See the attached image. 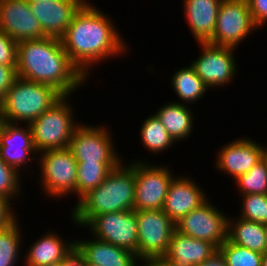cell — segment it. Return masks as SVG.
Returning a JSON list of instances; mask_svg holds the SVG:
<instances>
[{
  "instance_id": "1",
  "label": "cell",
  "mask_w": 267,
  "mask_h": 266,
  "mask_svg": "<svg viewBox=\"0 0 267 266\" xmlns=\"http://www.w3.org/2000/svg\"><path fill=\"white\" fill-rule=\"evenodd\" d=\"M95 5L84 2L61 38L70 61L86 78L95 65L125 55L129 47L112 17Z\"/></svg>"
},
{
  "instance_id": "2",
  "label": "cell",
  "mask_w": 267,
  "mask_h": 266,
  "mask_svg": "<svg viewBox=\"0 0 267 266\" xmlns=\"http://www.w3.org/2000/svg\"><path fill=\"white\" fill-rule=\"evenodd\" d=\"M19 78L50 85L62 95H71L87 79L70 61L61 39L43 37L17 43Z\"/></svg>"
},
{
  "instance_id": "3",
  "label": "cell",
  "mask_w": 267,
  "mask_h": 266,
  "mask_svg": "<svg viewBox=\"0 0 267 266\" xmlns=\"http://www.w3.org/2000/svg\"><path fill=\"white\" fill-rule=\"evenodd\" d=\"M122 161L95 189L85 194L71 209V221L76 228L105 213L134 210L135 161Z\"/></svg>"
},
{
  "instance_id": "4",
  "label": "cell",
  "mask_w": 267,
  "mask_h": 266,
  "mask_svg": "<svg viewBox=\"0 0 267 266\" xmlns=\"http://www.w3.org/2000/svg\"><path fill=\"white\" fill-rule=\"evenodd\" d=\"M63 95L54 87L17 78L0 100L2 121L30 124Z\"/></svg>"
},
{
  "instance_id": "5",
  "label": "cell",
  "mask_w": 267,
  "mask_h": 266,
  "mask_svg": "<svg viewBox=\"0 0 267 266\" xmlns=\"http://www.w3.org/2000/svg\"><path fill=\"white\" fill-rule=\"evenodd\" d=\"M71 95H63L29 126L37 153L69 147L75 129L81 124L73 116Z\"/></svg>"
},
{
  "instance_id": "6",
  "label": "cell",
  "mask_w": 267,
  "mask_h": 266,
  "mask_svg": "<svg viewBox=\"0 0 267 266\" xmlns=\"http://www.w3.org/2000/svg\"><path fill=\"white\" fill-rule=\"evenodd\" d=\"M41 191L51 198L76 195L77 161L69 148L38 153Z\"/></svg>"
},
{
  "instance_id": "7",
  "label": "cell",
  "mask_w": 267,
  "mask_h": 266,
  "mask_svg": "<svg viewBox=\"0 0 267 266\" xmlns=\"http://www.w3.org/2000/svg\"><path fill=\"white\" fill-rule=\"evenodd\" d=\"M258 29L252 19L247 0H223L214 34L207 43L237 49L244 39Z\"/></svg>"
},
{
  "instance_id": "8",
  "label": "cell",
  "mask_w": 267,
  "mask_h": 266,
  "mask_svg": "<svg viewBox=\"0 0 267 266\" xmlns=\"http://www.w3.org/2000/svg\"><path fill=\"white\" fill-rule=\"evenodd\" d=\"M110 130V131H109ZM111 129L105 125H89L82 122L74 131L69 149L76 161L91 163H121L113 142Z\"/></svg>"
},
{
  "instance_id": "9",
  "label": "cell",
  "mask_w": 267,
  "mask_h": 266,
  "mask_svg": "<svg viewBox=\"0 0 267 266\" xmlns=\"http://www.w3.org/2000/svg\"><path fill=\"white\" fill-rule=\"evenodd\" d=\"M135 161L134 210H161L170 182L175 177L169 166L151 164L145 160Z\"/></svg>"
},
{
  "instance_id": "10",
  "label": "cell",
  "mask_w": 267,
  "mask_h": 266,
  "mask_svg": "<svg viewBox=\"0 0 267 266\" xmlns=\"http://www.w3.org/2000/svg\"><path fill=\"white\" fill-rule=\"evenodd\" d=\"M138 227V259L164 257L167 253L175 222L161 210L136 211Z\"/></svg>"
},
{
  "instance_id": "11",
  "label": "cell",
  "mask_w": 267,
  "mask_h": 266,
  "mask_svg": "<svg viewBox=\"0 0 267 266\" xmlns=\"http://www.w3.org/2000/svg\"><path fill=\"white\" fill-rule=\"evenodd\" d=\"M92 237L129 250L138 257L136 210H125L94 216L85 226Z\"/></svg>"
},
{
  "instance_id": "12",
  "label": "cell",
  "mask_w": 267,
  "mask_h": 266,
  "mask_svg": "<svg viewBox=\"0 0 267 266\" xmlns=\"http://www.w3.org/2000/svg\"><path fill=\"white\" fill-rule=\"evenodd\" d=\"M200 56L190 65L209 89L224 87L238 74L235 48L198 43ZM217 87V88H215Z\"/></svg>"
},
{
  "instance_id": "13",
  "label": "cell",
  "mask_w": 267,
  "mask_h": 266,
  "mask_svg": "<svg viewBox=\"0 0 267 266\" xmlns=\"http://www.w3.org/2000/svg\"><path fill=\"white\" fill-rule=\"evenodd\" d=\"M209 198L176 222L181 234L210 242L219 248L227 239L228 216Z\"/></svg>"
},
{
  "instance_id": "14",
  "label": "cell",
  "mask_w": 267,
  "mask_h": 266,
  "mask_svg": "<svg viewBox=\"0 0 267 266\" xmlns=\"http://www.w3.org/2000/svg\"><path fill=\"white\" fill-rule=\"evenodd\" d=\"M21 125L5 121L0 125V158L20 174L24 168L27 171L26 166H31L28 163L37 160L38 155L29 124Z\"/></svg>"
},
{
  "instance_id": "15",
  "label": "cell",
  "mask_w": 267,
  "mask_h": 266,
  "mask_svg": "<svg viewBox=\"0 0 267 266\" xmlns=\"http://www.w3.org/2000/svg\"><path fill=\"white\" fill-rule=\"evenodd\" d=\"M217 153L216 169L229 175L233 181L263 159L261 143L254 138L251 140V137L236 138L224 144Z\"/></svg>"
},
{
  "instance_id": "16",
  "label": "cell",
  "mask_w": 267,
  "mask_h": 266,
  "mask_svg": "<svg viewBox=\"0 0 267 266\" xmlns=\"http://www.w3.org/2000/svg\"><path fill=\"white\" fill-rule=\"evenodd\" d=\"M0 30L17 43L45 37L27 0H0Z\"/></svg>"
},
{
  "instance_id": "17",
  "label": "cell",
  "mask_w": 267,
  "mask_h": 266,
  "mask_svg": "<svg viewBox=\"0 0 267 266\" xmlns=\"http://www.w3.org/2000/svg\"><path fill=\"white\" fill-rule=\"evenodd\" d=\"M84 0H47L29 2L32 14L39 21L44 36L61 39L75 12Z\"/></svg>"
},
{
  "instance_id": "18",
  "label": "cell",
  "mask_w": 267,
  "mask_h": 266,
  "mask_svg": "<svg viewBox=\"0 0 267 266\" xmlns=\"http://www.w3.org/2000/svg\"><path fill=\"white\" fill-rule=\"evenodd\" d=\"M192 176H176L170 182L163 211L176 223L202 205L209 195Z\"/></svg>"
},
{
  "instance_id": "19",
  "label": "cell",
  "mask_w": 267,
  "mask_h": 266,
  "mask_svg": "<svg viewBox=\"0 0 267 266\" xmlns=\"http://www.w3.org/2000/svg\"><path fill=\"white\" fill-rule=\"evenodd\" d=\"M223 0H183V13L197 43H207L213 36Z\"/></svg>"
},
{
  "instance_id": "20",
  "label": "cell",
  "mask_w": 267,
  "mask_h": 266,
  "mask_svg": "<svg viewBox=\"0 0 267 266\" xmlns=\"http://www.w3.org/2000/svg\"><path fill=\"white\" fill-rule=\"evenodd\" d=\"M218 248L205 240L173 232L164 258L171 266H196L211 257Z\"/></svg>"
},
{
  "instance_id": "21",
  "label": "cell",
  "mask_w": 267,
  "mask_h": 266,
  "mask_svg": "<svg viewBox=\"0 0 267 266\" xmlns=\"http://www.w3.org/2000/svg\"><path fill=\"white\" fill-rule=\"evenodd\" d=\"M75 242L83 250L86 260L99 266H137L139 261L135 253L95 237L76 239Z\"/></svg>"
},
{
  "instance_id": "22",
  "label": "cell",
  "mask_w": 267,
  "mask_h": 266,
  "mask_svg": "<svg viewBox=\"0 0 267 266\" xmlns=\"http://www.w3.org/2000/svg\"><path fill=\"white\" fill-rule=\"evenodd\" d=\"M31 243L27 248L23 262L25 266H48L59 263L64 253L70 248L75 240L63 239L60 234L46 231V234Z\"/></svg>"
},
{
  "instance_id": "23",
  "label": "cell",
  "mask_w": 267,
  "mask_h": 266,
  "mask_svg": "<svg viewBox=\"0 0 267 266\" xmlns=\"http://www.w3.org/2000/svg\"><path fill=\"white\" fill-rule=\"evenodd\" d=\"M178 100L160 106L155 112L162 125L174 142H180L191 136L194 131V113L191 106Z\"/></svg>"
},
{
  "instance_id": "24",
  "label": "cell",
  "mask_w": 267,
  "mask_h": 266,
  "mask_svg": "<svg viewBox=\"0 0 267 266\" xmlns=\"http://www.w3.org/2000/svg\"><path fill=\"white\" fill-rule=\"evenodd\" d=\"M267 225L242 219L228 217L227 239L251 251L265 253Z\"/></svg>"
},
{
  "instance_id": "25",
  "label": "cell",
  "mask_w": 267,
  "mask_h": 266,
  "mask_svg": "<svg viewBox=\"0 0 267 266\" xmlns=\"http://www.w3.org/2000/svg\"><path fill=\"white\" fill-rule=\"evenodd\" d=\"M173 73L170 83L174 93L179 100H182L180 103L195 104L194 102L201 100L208 93L206 91H209V88L199 78L190 64L189 66H182L181 69L178 68Z\"/></svg>"
},
{
  "instance_id": "26",
  "label": "cell",
  "mask_w": 267,
  "mask_h": 266,
  "mask_svg": "<svg viewBox=\"0 0 267 266\" xmlns=\"http://www.w3.org/2000/svg\"><path fill=\"white\" fill-rule=\"evenodd\" d=\"M120 163H91L77 161V202L89 191L97 188Z\"/></svg>"
},
{
  "instance_id": "27",
  "label": "cell",
  "mask_w": 267,
  "mask_h": 266,
  "mask_svg": "<svg viewBox=\"0 0 267 266\" xmlns=\"http://www.w3.org/2000/svg\"><path fill=\"white\" fill-rule=\"evenodd\" d=\"M140 128V142L148 152L158 155L175 144L155 113L147 116Z\"/></svg>"
},
{
  "instance_id": "28",
  "label": "cell",
  "mask_w": 267,
  "mask_h": 266,
  "mask_svg": "<svg viewBox=\"0 0 267 266\" xmlns=\"http://www.w3.org/2000/svg\"><path fill=\"white\" fill-rule=\"evenodd\" d=\"M18 220L0 230V266H15L21 257L23 233Z\"/></svg>"
},
{
  "instance_id": "29",
  "label": "cell",
  "mask_w": 267,
  "mask_h": 266,
  "mask_svg": "<svg viewBox=\"0 0 267 266\" xmlns=\"http://www.w3.org/2000/svg\"><path fill=\"white\" fill-rule=\"evenodd\" d=\"M239 192L238 196L246 194H267V164L262 159L247 173L233 181Z\"/></svg>"
},
{
  "instance_id": "30",
  "label": "cell",
  "mask_w": 267,
  "mask_h": 266,
  "mask_svg": "<svg viewBox=\"0 0 267 266\" xmlns=\"http://www.w3.org/2000/svg\"><path fill=\"white\" fill-rule=\"evenodd\" d=\"M227 266H261L262 253L236 245L228 239L218 248Z\"/></svg>"
},
{
  "instance_id": "31",
  "label": "cell",
  "mask_w": 267,
  "mask_h": 266,
  "mask_svg": "<svg viewBox=\"0 0 267 266\" xmlns=\"http://www.w3.org/2000/svg\"><path fill=\"white\" fill-rule=\"evenodd\" d=\"M238 217L267 225V194L241 195Z\"/></svg>"
},
{
  "instance_id": "32",
  "label": "cell",
  "mask_w": 267,
  "mask_h": 266,
  "mask_svg": "<svg viewBox=\"0 0 267 266\" xmlns=\"http://www.w3.org/2000/svg\"><path fill=\"white\" fill-rule=\"evenodd\" d=\"M20 176L21 174L16 169L7 165L0 158V196L11 202H14V199L18 200V197H22L20 196V194L23 195L21 193L22 178Z\"/></svg>"
},
{
  "instance_id": "33",
  "label": "cell",
  "mask_w": 267,
  "mask_h": 266,
  "mask_svg": "<svg viewBox=\"0 0 267 266\" xmlns=\"http://www.w3.org/2000/svg\"><path fill=\"white\" fill-rule=\"evenodd\" d=\"M0 65L17 66V42L1 30Z\"/></svg>"
},
{
  "instance_id": "34",
  "label": "cell",
  "mask_w": 267,
  "mask_h": 266,
  "mask_svg": "<svg viewBox=\"0 0 267 266\" xmlns=\"http://www.w3.org/2000/svg\"><path fill=\"white\" fill-rule=\"evenodd\" d=\"M60 263L62 266H86L87 260L83 250L74 242L64 253Z\"/></svg>"
},
{
  "instance_id": "35",
  "label": "cell",
  "mask_w": 267,
  "mask_h": 266,
  "mask_svg": "<svg viewBox=\"0 0 267 266\" xmlns=\"http://www.w3.org/2000/svg\"><path fill=\"white\" fill-rule=\"evenodd\" d=\"M252 19L260 29L267 23V0H247Z\"/></svg>"
},
{
  "instance_id": "36",
  "label": "cell",
  "mask_w": 267,
  "mask_h": 266,
  "mask_svg": "<svg viewBox=\"0 0 267 266\" xmlns=\"http://www.w3.org/2000/svg\"><path fill=\"white\" fill-rule=\"evenodd\" d=\"M17 66L0 65V100L18 78Z\"/></svg>"
},
{
  "instance_id": "37",
  "label": "cell",
  "mask_w": 267,
  "mask_h": 266,
  "mask_svg": "<svg viewBox=\"0 0 267 266\" xmlns=\"http://www.w3.org/2000/svg\"><path fill=\"white\" fill-rule=\"evenodd\" d=\"M12 205L13 203L10 200L0 196V230L9 227L19 217L15 209L13 210Z\"/></svg>"
},
{
  "instance_id": "38",
  "label": "cell",
  "mask_w": 267,
  "mask_h": 266,
  "mask_svg": "<svg viewBox=\"0 0 267 266\" xmlns=\"http://www.w3.org/2000/svg\"><path fill=\"white\" fill-rule=\"evenodd\" d=\"M196 266H227V263L222 253L218 250L207 260Z\"/></svg>"
},
{
  "instance_id": "39",
  "label": "cell",
  "mask_w": 267,
  "mask_h": 266,
  "mask_svg": "<svg viewBox=\"0 0 267 266\" xmlns=\"http://www.w3.org/2000/svg\"><path fill=\"white\" fill-rule=\"evenodd\" d=\"M138 263L141 265L137 266H171L164 257L140 259Z\"/></svg>"
},
{
  "instance_id": "40",
  "label": "cell",
  "mask_w": 267,
  "mask_h": 266,
  "mask_svg": "<svg viewBox=\"0 0 267 266\" xmlns=\"http://www.w3.org/2000/svg\"><path fill=\"white\" fill-rule=\"evenodd\" d=\"M262 149H263V160H264V161L266 162V164H267V145L265 146V145L263 144Z\"/></svg>"
},
{
  "instance_id": "41",
  "label": "cell",
  "mask_w": 267,
  "mask_h": 266,
  "mask_svg": "<svg viewBox=\"0 0 267 266\" xmlns=\"http://www.w3.org/2000/svg\"><path fill=\"white\" fill-rule=\"evenodd\" d=\"M261 266H267V252L262 254V263Z\"/></svg>"
},
{
  "instance_id": "42",
  "label": "cell",
  "mask_w": 267,
  "mask_h": 266,
  "mask_svg": "<svg viewBox=\"0 0 267 266\" xmlns=\"http://www.w3.org/2000/svg\"><path fill=\"white\" fill-rule=\"evenodd\" d=\"M86 266H99V265H96V264H93V263L87 261V265Z\"/></svg>"
},
{
  "instance_id": "43",
  "label": "cell",
  "mask_w": 267,
  "mask_h": 266,
  "mask_svg": "<svg viewBox=\"0 0 267 266\" xmlns=\"http://www.w3.org/2000/svg\"><path fill=\"white\" fill-rule=\"evenodd\" d=\"M48 266H62V264L59 262V263H55V264H50Z\"/></svg>"
},
{
  "instance_id": "44",
  "label": "cell",
  "mask_w": 267,
  "mask_h": 266,
  "mask_svg": "<svg viewBox=\"0 0 267 266\" xmlns=\"http://www.w3.org/2000/svg\"><path fill=\"white\" fill-rule=\"evenodd\" d=\"M28 2H31V1H39V0H27ZM42 2L44 1H47V0H41ZM50 1V0H49Z\"/></svg>"
},
{
  "instance_id": "45",
  "label": "cell",
  "mask_w": 267,
  "mask_h": 266,
  "mask_svg": "<svg viewBox=\"0 0 267 266\" xmlns=\"http://www.w3.org/2000/svg\"><path fill=\"white\" fill-rule=\"evenodd\" d=\"M265 252H267V234H266V246H265Z\"/></svg>"
}]
</instances>
